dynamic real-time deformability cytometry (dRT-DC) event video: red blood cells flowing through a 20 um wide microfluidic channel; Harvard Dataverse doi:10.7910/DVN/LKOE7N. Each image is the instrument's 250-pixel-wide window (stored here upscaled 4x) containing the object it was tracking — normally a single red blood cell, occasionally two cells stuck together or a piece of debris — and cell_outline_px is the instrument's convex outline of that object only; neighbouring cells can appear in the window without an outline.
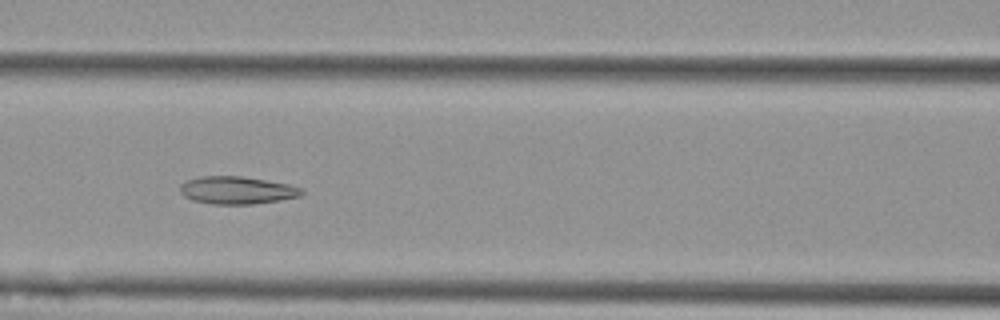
{"species": "Egyptian fruit bat (a non-hibernating species)", "species_latin": "Rousettus aegyptiacus", "temperature_condition": "cold", "stored_images_in_passage": 5, "camera_frame_rate_fps": 3000, "um_per_image_px": 0.085, "animal": {"sex": "female"}, "frame": {"image": 1, "passage_image": 4, "time_ms": 1.0, "image_size_px": [1000, 320], "cell_outline_px": [[304, 192], [300, 196], [280, 200], [252, 204], [212, 204], [192, 200], [184, 196], [180, 192], [180, 184], [188, 180], [200, 176], [240, 176], [288, 184], [300, 188]], "centroid_in_image_um": [20.11, 16.17], "position_along_channel_um": 146.5, "area_um2": 19.42}}
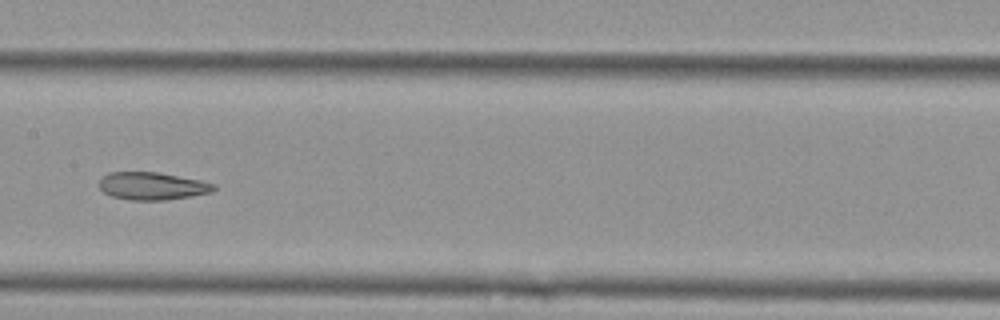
{"frame": {"image": 2, "passage_image": 5, "time_ms": 1.333, "image_size_px": [1000, 320], "cell_outline_px": [[216, 188], [212, 192], [192, 196], [164, 200], [128, 200], [112, 196], [104, 192], [100, 188], [100, 180], [108, 172], [156, 172], [200, 180], [216, 184]], "centroid_in_image_um": [12.96, 15.81], "position_along_channel_um": 194.4, "area_um2": 18.38}}